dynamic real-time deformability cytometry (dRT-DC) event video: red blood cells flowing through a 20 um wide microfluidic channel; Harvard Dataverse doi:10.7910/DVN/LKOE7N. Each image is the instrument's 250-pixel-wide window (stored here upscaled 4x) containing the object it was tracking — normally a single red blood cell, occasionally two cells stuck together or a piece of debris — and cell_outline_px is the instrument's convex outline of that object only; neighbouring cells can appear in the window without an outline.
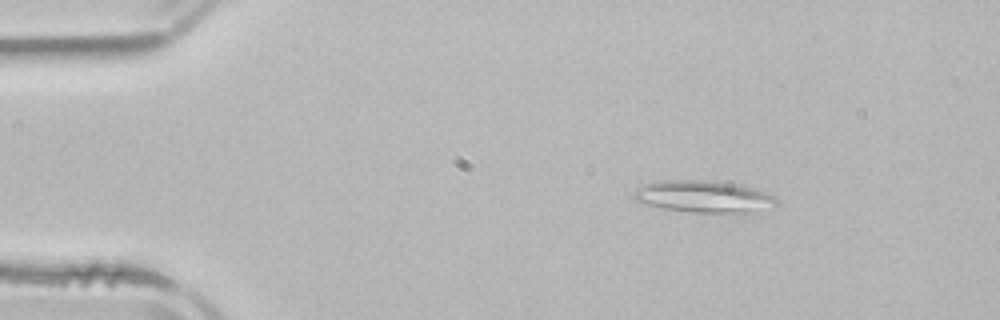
{"species": "common noctule bat (a hibernating species)", "species_latin": "Nyctalus noctula", "temperature_condition": "room temperature", "stored_images_in_passage": 3, "camera_frame_rate_fps": 3000, "um_per_image_px": 0.085, "animal": {"sex": "male", "body_mass_g": 21.5, "forearm_length_mm": 52.0}, "frame": {"image": 1, "passage_image": 1, "time_ms": 0.0, "image_size_px": [1000, 320], "cell_outline_px": [[780, 200], [776, 204], [748, 216], [736, 216], [692, 212], [664, 208], [648, 204], [636, 200], [632, 196], [632, 192], [636, 188], [648, 184], [664, 180], [704, 180], [732, 184], [752, 188], [764, 192]], "centroid_in_image_um": [59.9, 16.77], "position_along_channel_um": 25.1, "area_um2": 27.11}}